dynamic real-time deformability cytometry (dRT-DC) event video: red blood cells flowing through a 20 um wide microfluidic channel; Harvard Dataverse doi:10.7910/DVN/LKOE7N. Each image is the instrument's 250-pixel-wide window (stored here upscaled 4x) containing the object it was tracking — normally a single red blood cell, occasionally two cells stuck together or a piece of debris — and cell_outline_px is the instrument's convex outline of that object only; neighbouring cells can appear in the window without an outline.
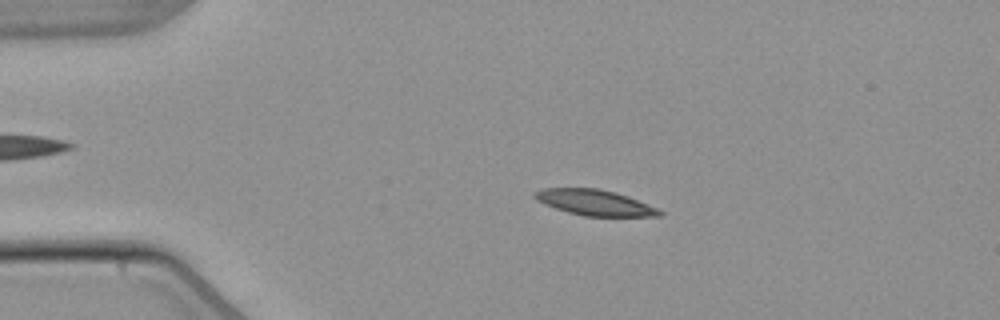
{"species": "common noctule bat (a hibernating species)", "species_latin": "Nyctalus noctula", "temperature_condition": "warm", "stored_images_in_passage": 6, "camera_frame_rate_fps": 3000, "um_per_image_px": 0.085, "animal": {"sex": "male", "body_mass_g": 21.5, "forearm_length_mm": 52.0}, "frame": {"image": 1, "passage_image": 3, "time_ms": 2.667, "image_size_px": [1000, 320], "cell_outline_px": [[664, 212], [660, 216], [584, 216], [568, 212], [544, 204], [536, 200], [532, 196], [532, 192], [544, 188], [600, 188], [616, 192], [628, 196], [656, 208]], "centroid_in_image_um": [50.51, 17.21], "position_along_channel_um": 34.5, "area_um2": 18.67}}
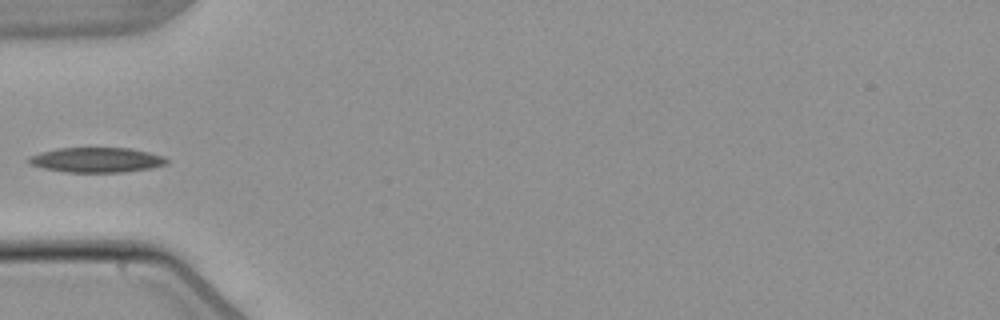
{"frame": {"image": 2, "passage_image": 5, "time_ms": 5.0, "image_size_px": [1000, 320], "cell_outline_px": [[168, 164], [152, 168], [124, 172], [64, 172], [44, 168], [32, 164], [28, 160], [28, 156], [40, 152], [60, 148], [132, 148], [164, 156], [168, 160]], "centroid_in_image_um": [8.25, 13.59], "position_along_channel_um": 76.8, "area_um2": 20.06}}